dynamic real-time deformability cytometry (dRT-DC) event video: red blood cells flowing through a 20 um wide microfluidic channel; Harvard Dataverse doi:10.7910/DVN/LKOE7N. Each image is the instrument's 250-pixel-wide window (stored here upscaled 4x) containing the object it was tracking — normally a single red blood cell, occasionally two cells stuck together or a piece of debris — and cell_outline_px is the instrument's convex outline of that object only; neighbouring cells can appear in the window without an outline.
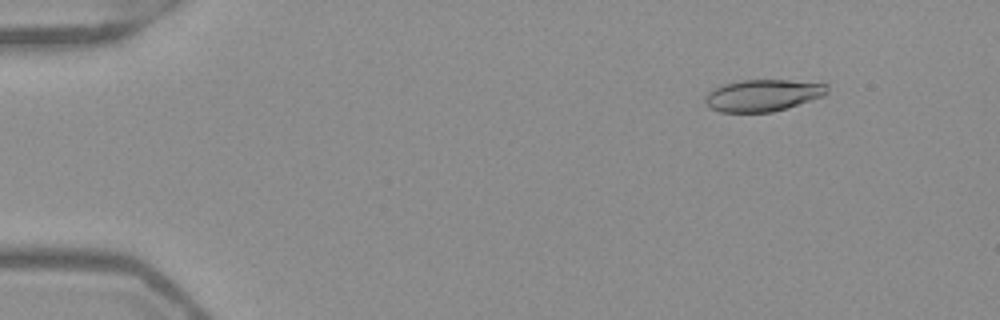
{"species": "Egyptian fruit bat (a non-hibernating species)", "species_latin": "Rousettus aegyptiacus", "temperature_condition": "warm", "stored_images_in_passage": 53, "camera_frame_rate_fps": 3000, "um_per_image_px": 0.085, "frame": {"image": 1, "passage_image": 7, "time_ms": 2.0, "image_size_px": [1000, 320], "cell_outline_px": [[828, 92], [824, 96], [788, 108], [772, 112], [720, 112], [712, 108], [704, 100], [704, 96], [708, 92], [724, 84], [744, 80], [788, 80], [828, 84]], "centroid_in_image_um": [64.88, 8.11], "position_along_channel_um": 20.1, "area_um2": 22.54}}
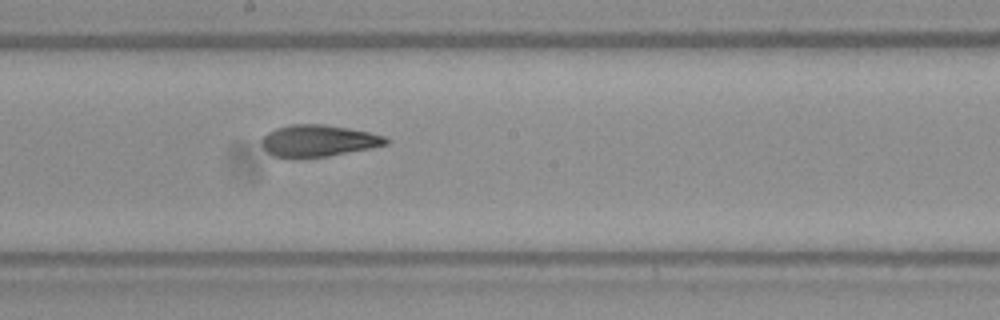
{"frame": {"image": 2, "passage_image": 30, "time_ms": 9.667, "image_size_px": [1000, 320], "cell_outline_px": [[392, 140], [388, 144], [372, 148], [328, 156], [272, 156], [260, 144], [260, 140], [268, 132], [276, 128], [292, 124], [324, 124], [348, 128], [368, 132], [384, 136]], "centroid_in_image_um": [27.09, 11.94], "position_along_channel_um": 221.1, "area_um2": 22.72}}
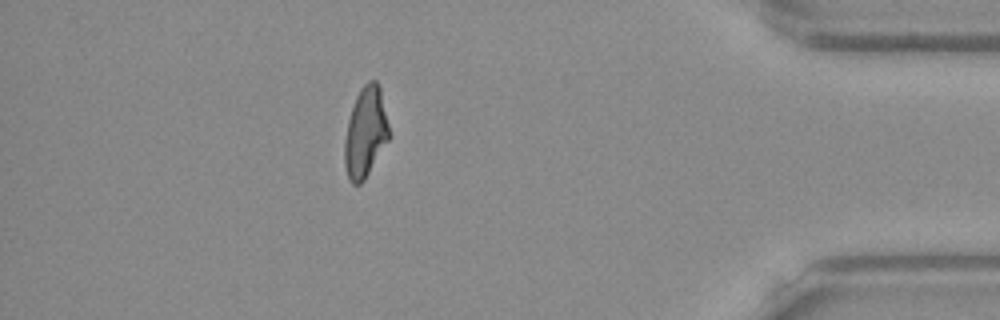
{"frame": {"image": 3, "passage_image": 47, "time_ms": 15.333, "image_size_px": [1000, 320], "cell_outline_px": [[392, 136], [364, 180], [360, 184], [352, 184], [348, 176], [344, 164], [344, 140], [348, 120], [356, 96], [360, 88], [368, 80], [376, 80], [380, 88]], "centroid_in_image_um": [31.09, 11.25], "position_along_channel_um": 404.1, "area_um2": 23.7}, "authors_computed_cell_mechanics": {"area_um2": 23.5246, "velocity_mm_per_s": 3.9465, "shape_relaxation_time_tau1_ms": null, "shape_relaxation_time_tau2_ms": 2.4278, "deformation_change_tau1": null, "deformation_change_tau2": 0.1124}}